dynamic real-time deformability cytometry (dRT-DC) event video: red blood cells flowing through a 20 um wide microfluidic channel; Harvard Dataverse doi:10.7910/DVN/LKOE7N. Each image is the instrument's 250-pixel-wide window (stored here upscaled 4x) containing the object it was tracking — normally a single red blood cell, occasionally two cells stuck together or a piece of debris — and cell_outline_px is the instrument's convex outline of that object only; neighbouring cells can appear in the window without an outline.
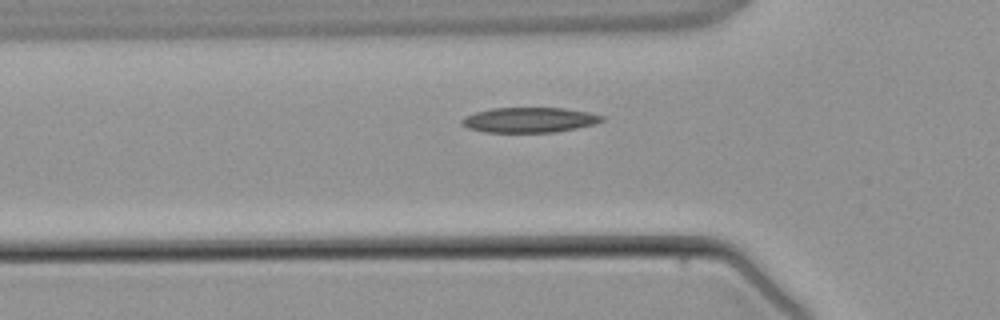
{"species": "common noctule bat (a hibernating species)", "species_latin": "Nyctalus noctula", "temperature_condition": "warm", "stored_images_in_passage": 3, "camera_frame_rate_fps": 3000, "um_per_image_px": 0.085, "animal": {"sex": "male", "body_mass_g": 21.5, "forearm_length_mm": 52.0}, "frame": {"image": 1, "passage_image": 3, "time_ms": 2.667, "image_size_px": [1000, 320], "cell_outline_px": [[604, 120], [596, 124], [556, 132], [484, 132], [468, 128], [460, 124], [460, 120], [464, 116], [476, 112], [492, 108], [564, 108], [588, 112], [604, 116]], "centroid_in_image_um": [44.98, 10.19], "position_along_channel_um": 80.8, "area_um2": 20.58}}